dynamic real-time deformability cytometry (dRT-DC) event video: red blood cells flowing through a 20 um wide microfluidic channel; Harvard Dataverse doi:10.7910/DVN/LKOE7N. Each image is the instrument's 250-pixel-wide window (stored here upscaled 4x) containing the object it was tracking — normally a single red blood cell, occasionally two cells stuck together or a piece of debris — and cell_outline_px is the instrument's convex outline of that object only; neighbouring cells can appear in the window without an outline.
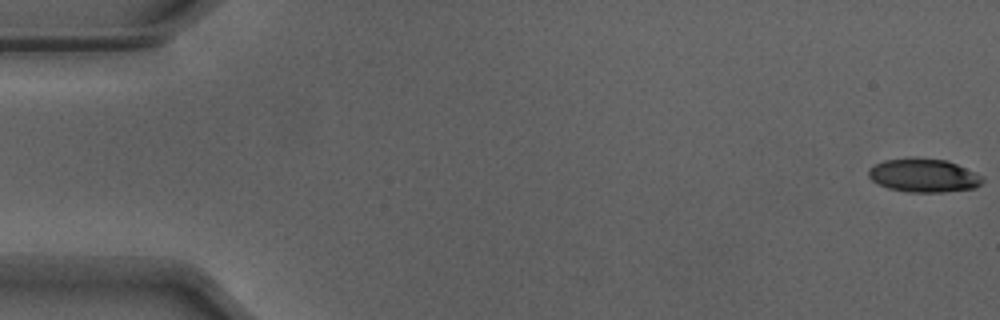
{"species": "Egyptian fruit bat (a non-hibernating species)", "species_latin": "Rousettus aegyptiacus", "temperature_condition": "warm", "stored_images_in_passage": 17, "camera_frame_rate_fps": 3000, "um_per_image_px": 0.085, "animal": {"sex": "male"}, "frame": {"image": 1, "passage_image": 1, "time_ms": 0.0, "image_size_px": [1000, 320], "cell_outline_px": [[984, 180], [976, 188], [944, 192], [908, 192], [888, 188], [872, 180], [868, 176], [868, 168], [884, 160], [912, 156], [948, 160], [976, 172], [984, 176]], "centroid_in_image_um": [78.53, 14.89], "position_along_channel_um": 6.5, "area_um2": 22.72}}
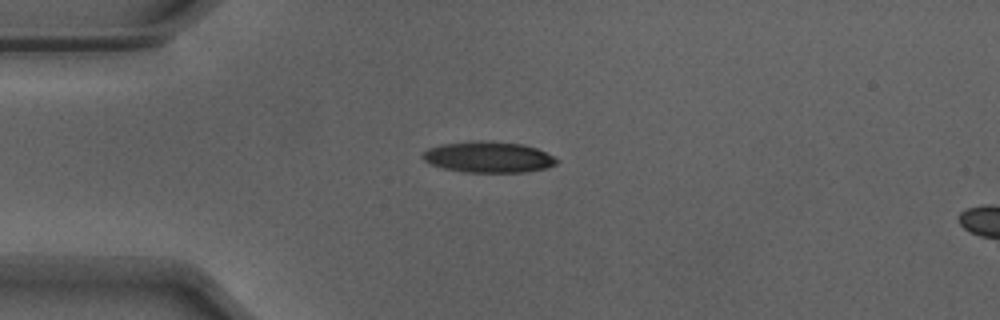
{"frame": {"image": 2, "passage_image": 14, "time_ms": 4.333, "image_size_px": [1000, 320], "cell_outline_px": [[556, 164], [548, 168], [524, 172], [464, 172], [444, 168], [432, 164], [424, 160], [420, 156], [428, 148], [440, 144], [472, 140], [484, 140], [524, 144], [536, 148], [552, 156], [556, 160]], "centroid_in_image_um": [41.48, 13.34], "position_along_channel_um": 43.5, "area_um2": 24.28}}